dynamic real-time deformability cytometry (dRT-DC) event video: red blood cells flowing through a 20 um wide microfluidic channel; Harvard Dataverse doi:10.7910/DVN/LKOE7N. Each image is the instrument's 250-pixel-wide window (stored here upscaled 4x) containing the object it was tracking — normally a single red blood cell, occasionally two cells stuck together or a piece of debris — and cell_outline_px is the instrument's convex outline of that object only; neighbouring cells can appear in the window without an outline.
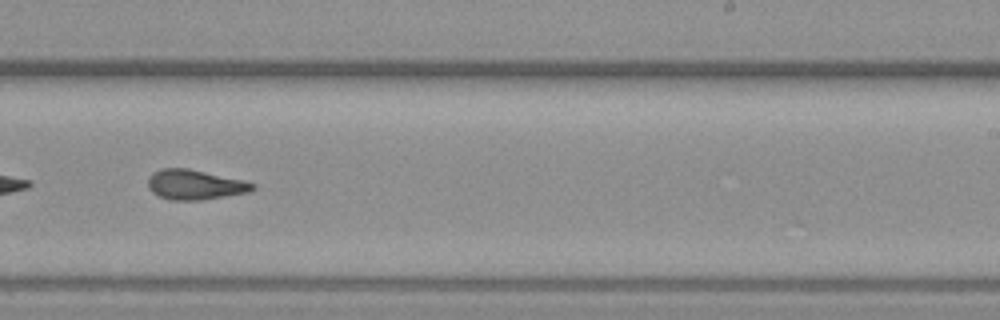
{"species": "common noctule bat (a hibernating species)", "species_latin": "Nyctalus noctula", "temperature_condition": "warm", "stored_images_in_passage": 36, "camera_frame_rate_fps": 3000, "um_per_image_px": 0.085, "animal": {"sex": "female", "body_mass_g": 19.3, "forearm_length_mm": 54.1}, "frame": {"image": 1, "passage_image": 16, "time_ms": 5.0, "image_size_px": [1000, 320], "cell_outline_px": [[256, 188], [248, 192], [200, 200], [168, 200], [152, 192], [148, 188], [148, 176], [152, 172], [160, 168], [188, 168], [244, 180], [256, 184]], "centroid_in_image_um": [16.54, 15.69], "position_along_channel_um": 272.5, "area_um2": 18.32}, "authors_computed_cell_mechanics": {"area_um2": 18.2359, "velocity_mm_per_s": 4.0902, "shape_relaxation_time_tau1_ms": 8.7635, "shape_relaxation_time_tau2_ms": 2.3287, "deformation_change_tau1": 0.261, "deformation_change_tau2": 0.1066}}